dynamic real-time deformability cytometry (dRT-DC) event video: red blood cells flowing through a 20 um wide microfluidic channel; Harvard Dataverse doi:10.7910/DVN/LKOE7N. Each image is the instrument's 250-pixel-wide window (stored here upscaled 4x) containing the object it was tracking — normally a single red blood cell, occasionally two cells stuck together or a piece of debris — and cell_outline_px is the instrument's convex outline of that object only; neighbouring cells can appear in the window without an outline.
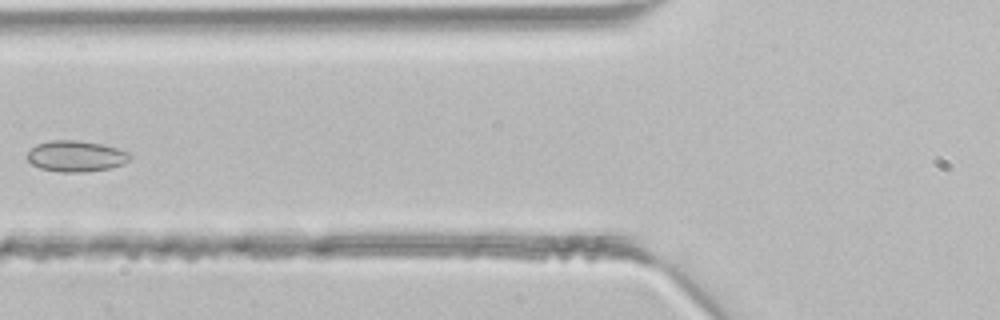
{"species": "common noctule bat (a hibernating species)", "species_latin": "Nyctalus noctula", "temperature_condition": "room temperature", "stored_images_in_passage": 4, "camera_frame_rate_fps": 3000, "um_per_image_px": 0.085, "animal": {"sex": "male", "body_mass_g": 21.5, "forearm_length_mm": 52.0}, "frame": {"image": 1, "passage_image": 4, "time_ms": 1.0, "image_size_px": [1000, 320], "cell_outline_px": [[132, 156], [124, 164], [112, 168], [80, 172], [60, 172], [40, 168], [32, 164], [28, 160], [28, 152], [36, 144], [48, 140], [76, 140], [100, 144], [116, 148], [128, 152]], "centroid_in_image_um": [6.45, 13.27], "position_along_channel_um": 119.3, "area_um2": 18.5}}